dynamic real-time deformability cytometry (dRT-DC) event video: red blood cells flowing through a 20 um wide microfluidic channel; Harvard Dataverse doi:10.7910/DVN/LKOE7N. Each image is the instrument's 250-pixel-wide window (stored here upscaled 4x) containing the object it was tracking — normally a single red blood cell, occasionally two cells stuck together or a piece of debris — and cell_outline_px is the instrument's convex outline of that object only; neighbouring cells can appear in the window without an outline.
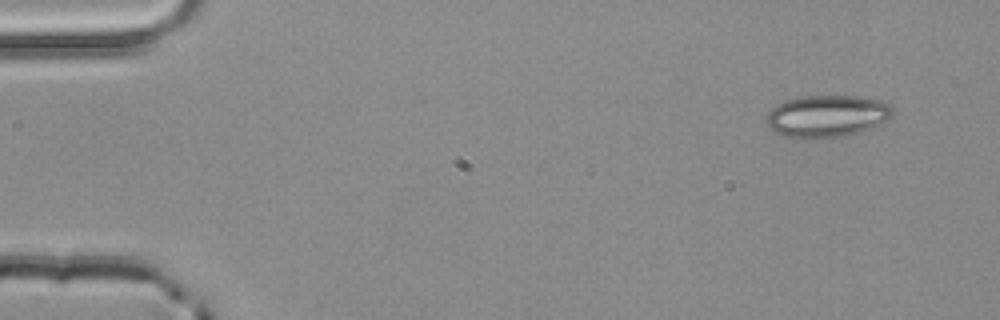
{"species": "common noctule bat (a hibernating species)", "species_latin": "Nyctalus noctula", "temperature_condition": "room temperature", "stored_images_in_passage": 4, "segment_of_instrument_passage": [1, 2], "camera_frame_rate_fps": 3000, "um_per_image_px": 0.085, "animal": {"sex": "male", "body_mass_g": 20.4}, "frame": {"image": 1, "passage_image": 1, "time_ms": 0.0, "image_size_px": [1000, 320], "cell_outline_px": [[892, 116], [888, 120], [872, 128], [844, 136], [812, 140], [784, 136], [776, 132], [768, 124], [768, 112], [776, 104], [784, 100], [800, 96], [856, 96], [880, 100], [888, 104], [892, 108]], "centroid_in_image_um": [70.3, 9.88], "position_along_channel_um": 14.7, "area_um2": 31.15}}